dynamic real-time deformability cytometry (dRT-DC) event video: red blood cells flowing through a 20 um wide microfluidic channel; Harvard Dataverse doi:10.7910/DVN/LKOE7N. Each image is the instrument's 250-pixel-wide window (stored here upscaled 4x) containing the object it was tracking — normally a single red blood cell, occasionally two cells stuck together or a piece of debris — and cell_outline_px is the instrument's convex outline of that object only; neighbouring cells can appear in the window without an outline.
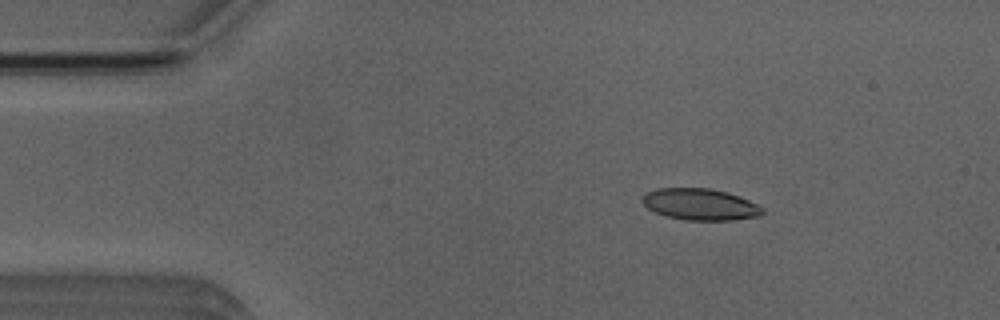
{"species": "Egyptian fruit bat (a non-hibernating species)", "species_latin": "Rousettus aegyptiacus", "temperature_condition": "room temperature", "stored_images_in_passage": 5, "camera_frame_rate_fps": 3000, "um_per_image_px": 0.085, "animal": {"sex": "male"}, "frame": {"image": 1, "passage_image": 2, "time_ms": 1.333, "image_size_px": [1000, 320], "cell_outline_px": [[764, 212], [760, 216], [732, 220], [688, 220], [668, 216], [656, 212], [648, 208], [640, 200], [640, 196], [644, 192], [656, 188], [708, 188], [728, 192], [740, 196], [764, 208]], "centroid_in_image_um": [59.49, 17.35], "position_along_channel_um": 25.5, "area_um2": 22.2}}